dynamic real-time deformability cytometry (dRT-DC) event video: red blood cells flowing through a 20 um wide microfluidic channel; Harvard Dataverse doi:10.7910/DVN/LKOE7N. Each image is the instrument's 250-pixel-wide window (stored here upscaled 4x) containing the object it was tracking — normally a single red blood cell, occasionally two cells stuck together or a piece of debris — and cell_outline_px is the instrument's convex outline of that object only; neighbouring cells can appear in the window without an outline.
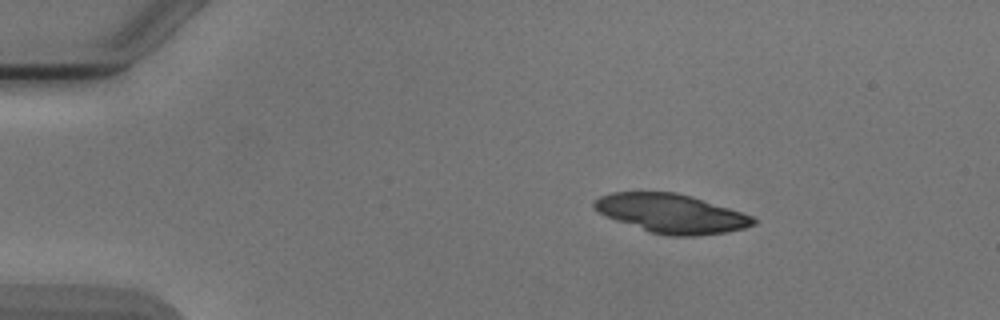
{"species": "Egyptian fruit bat (a non-hibernating species)", "species_latin": "Rousettus aegyptiacus", "temperature_condition": "cold", "stored_images_in_passage": 4, "segment_of_instrument_passage": [1, 2], "camera_frame_rate_fps": 3000, "um_per_image_px": 0.085, "animal": {"sex": "male"}, "frame": {"image": 1, "passage_image": 1, "time_ms": 0.0, "image_size_px": [1000, 320], "cell_outline_px": [[756, 224], [744, 228], [728, 232], [696, 236], [672, 236], [652, 232], [608, 216], [592, 208], [592, 204], [600, 196], [612, 192], [676, 192], [692, 196], [752, 216], [756, 220]], "centroid_in_image_um": [57.09, 18.14], "position_along_channel_um": 27.9, "area_um2": 35.55}}